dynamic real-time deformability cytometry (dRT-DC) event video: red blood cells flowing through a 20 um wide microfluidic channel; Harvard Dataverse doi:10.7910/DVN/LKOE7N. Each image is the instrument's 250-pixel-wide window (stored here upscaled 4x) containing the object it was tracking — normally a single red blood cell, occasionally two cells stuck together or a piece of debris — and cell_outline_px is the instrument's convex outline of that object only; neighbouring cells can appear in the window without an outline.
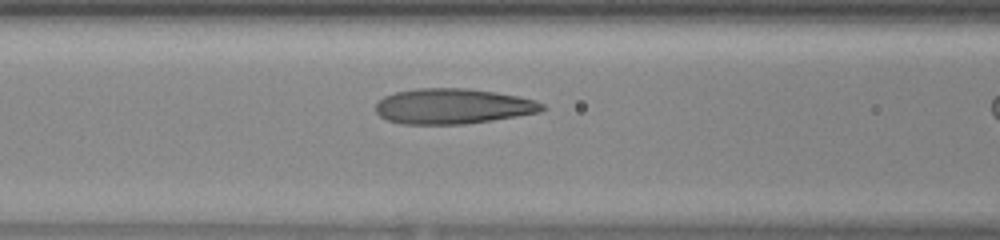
{"species": "human", "species_latin": "Homo sapiens", "temperature_condition": "warm", "stored_images_in_passage": 16, "camera_frame_rate_fps": 3000, "um_per_image_px": 0.085, "donor": {"sex": "female"}, "frame": {"image": 1, "passage_image": 12, "time_ms": 3.667, "image_size_px": [1000, 240], "cell_outline_px": [[548, 108], [540, 112], [492, 120], [464, 124], [404, 124], [388, 120], [380, 116], [376, 112], [376, 104], [384, 96], [396, 92], [416, 88], [464, 88], [496, 92], [536, 100], [544, 104]], "centroid_in_image_um": [38.51, 9.03], "position_along_channel_um": 128.1, "area_um2": 34.28}}
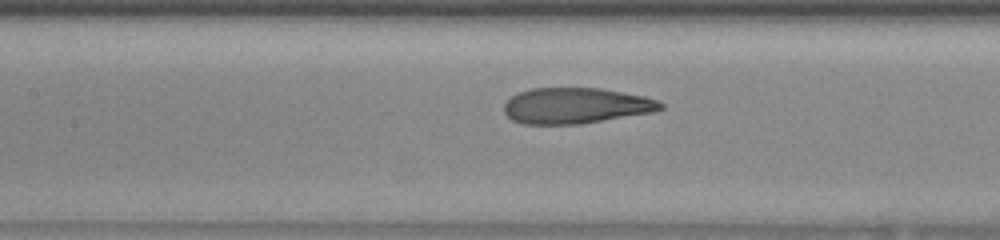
{"frame": {"image": 2, "passage_image": 14, "time_ms": 4.333, "image_size_px": [1000, 240], "cell_outline_px": [[664, 108], [652, 112], [580, 124], [520, 124], [512, 120], [504, 112], [504, 104], [516, 92], [532, 88], [600, 88], [644, 96], [656, 100], [664, 104]], "centroid_in_image_um": [48.91, 8.98], "position_along_channel_um": 158.5, "area_um2": 32.66}}